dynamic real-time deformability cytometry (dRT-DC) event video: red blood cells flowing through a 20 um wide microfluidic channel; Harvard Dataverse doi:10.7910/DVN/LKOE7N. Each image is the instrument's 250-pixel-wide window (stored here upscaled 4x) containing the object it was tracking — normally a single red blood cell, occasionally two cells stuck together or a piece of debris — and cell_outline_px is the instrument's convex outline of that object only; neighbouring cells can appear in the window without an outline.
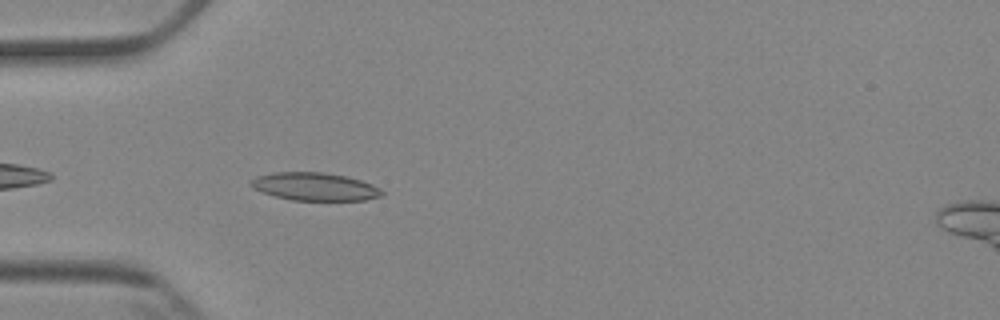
{"species": "Egyptian fruit bat (a non-hibernating species)", "species_latin": "Rousettus aegyptiacus", "temperature_condition": "cold", "stored_images_in_passage": 5, "camera_frame_rate_fps": 3000, "um_per_image_px": 0.085, "animal": {"sex": "female"}, "frame": {"image": 1, "passage_image": 5, "time_ms": 4.667, "image_size_px": [1000, 320], "cell_outline_px": [[384, 196], [364, 200], [292, 200], [276, 196], [252, 188], [248, 184], [256, 176], [272, 172], [324, 172], [348, 176], [372, 184], [380, 188], [384, 192]], "centroid_in_image_um": [26.78, 15.85], "position_along_channel_um": 58.2, "area_um2": 21.44}}